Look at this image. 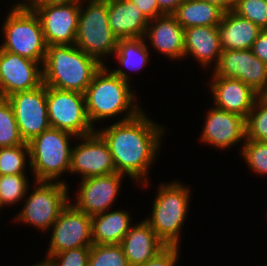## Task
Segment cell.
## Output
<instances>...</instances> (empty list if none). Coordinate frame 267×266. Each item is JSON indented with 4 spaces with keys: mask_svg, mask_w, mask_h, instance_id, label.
Wrapping results in <instances>:
<instances>
[{
    "mask_svg": "<svg viewBox=\"0 0 267 266\" xmlns=\"http://www.w3.org/2000/svg\"><path fill=\"white\" fill-rule=\"evenodd\" d=\"M125 177L127 176L115 172L81 179L75 196L76 200L72 201L70 198L69 202L89 216L104 213L112 209Z\"/></svg>",
    "mask_w": 267,
    "mask_h": 266,
    "instance_id": "cell-15",
    "label": "cell"
},
{
    "mask_svg": "<svg viewBox=\"0 0 267 266\" xmlns=\"http://www.w3.org/2000/svg\"><path fill=\"white\" fill-rule=\"evenodd\" d=\"M253 54L263 63L267 64V28L261 29L259 36L254 41L252 48Z\"/></svg>",
    "mask_w": 267,
    "mask_h": 266,
    "instance_id": "cell-36",
    "label": "cell"
},
{
    "mask_svg": "<svg viewBox=\"0 0 267 266\" xmlns=\"http://www.w3.org/2000/svg\"><path fill=\"white\" fill-rule=\"evenodd\" d=\"M120 245L130 266L143 265L167 246L144 219L131 226Z\"/></svg>",
    "mask_w": 267,
    "mask_h": 266,
    "instance_id": "cell-21",
    "label": "cell"
},
{
    "mask_svg": "<svg viewBox=\"0 0 267 266\" xmlns=\"http://www.w3.org/2000/svg\"><path fill=\"white\" fill-rule=\"evenodd\" d=\"M225 10L216 4L202 0H183L173 13L184 28L196 26H218Z\"/></svg>",
    "mask_w": 267,
    "mask_h": 266,
    "instance_id": "cell-26",
    "label": "cell"
},
{
    "mask_svg": "<svg viewBox=\"0 0 267 266\" xmlns=\"http://www.w3.org/2000/svg\"><path fill=\"white\" fill-rule=\"evenodd\" d=\"M183 0H157L159 4V16L173 14Z\"/></svg>",
    "mask_w": 267,
    "mask_h": 266,
    "instance_id": "cell-38",
    "label": "cell"
},
{
    "mask_svg": "<svg viewBox=\"0 0 267 266\" xmlns=\"http://www.w3.org/2000/svg\"><path fill=\"white\" fill-rule=\"evenodd\" d=\"M117 43L108 21V0H80L75 45L101 65H106L104 60L107 56L112 58Z\"/></svg>",
    "mask_w": 267,
    "mask_h": 266,
    "instance_id": "cell-7",
    "label": "cell"
},
{
    "mask_svg": "<svg viewBox=\"0 0 267 266\" xmlns=\"http://www.w3.org/2000/svg\"><path fill=\"white\" fill-rule=\"evenodd\" d=\"M212 77L208 83L214 107L238 114L245 119L250 113L258 94L244 82L235 78Z\"/></svg>",
    "mask_w": 267,
    "mask_h": 266,
    "instance_id": "cell-18",
    "label": "cell"
},
{
    "mask_svg": "<svg viewBox=\"0 0 267 266\" xmlns=\"http://www.w3.org/2000/svg\"><path fill=\"white\" fill-rule=\"evenodd\" d=\"M263 96L267 98V89L264 91Z\"/></svg>",
    "mask_w": 267,
    "mask_h": 266,
    "instance_id": "cell-43",
    "label": "cell"
},
{
    "mask_svg": "<svg viewBox=\"0 0 267 266\" xmlns=\"http://www.w3.org/2000/svg\"><path fill=\"white\" fill-rule=\"evenodd\" d=\"M77 136L64 130L50 127L35 136L29 144L30 170L34 181L63 182V174L70 172L71 152ZM62 175V176H61ZM58 179V180H57Z\"/></svg>",
    "mask_w": 267,
    "mask_h": 266,
    "instance_id": "cell-5",
    "label": "cell"
},
{
    "mask_svg": "<svg viewBox=\"0 0 267 266\" xmlns=\"http://www.w3.org/2000/svg\"><path fill=\"white\" fill-rule=\"evenodd\" d=\"M29 189L23 200L24 205L13 220L46 233L68 205L69 187L58 181H34L32 188Z\"/></svg>",
    "mask_w": 267,
    "mask_h": 266,
    "instance_id": "cell-8",
    "label": "cell"
},
{
    "mask_svg": "<svg viewBox=\"0 0 267 266\" xmlns=\"http://www.w3.org/2000/svg\"><path fill=\"white\" fill-rule=\"evenodd\" d=\"M217 28L222 50H249L261 31V28L253 22L236 15L231 10L225 11Z\"/></svg>",
    "mask_w": 267,
    "mask_h": 266,
    "instance_id": "cell-23",
    "label": "cell"
},
{
    "mask_svg": "<svg viewBox=\"0 0 267 266\" xmlns=\"http://www.w3.org/2000/svg\"><path fill=\"white\" fill-rule=\"evenodd\" d=\"M240 149V156L245 160L248 168L258 176L267 177V141L246 138Z\"/></svg>",
    "mask_w": 267,
    "mask_h": 266,
    "instance_id": "cell-31",
    "label": "cell"
},
{
    "mask_svg": "<svg viewBox=\"0 0 267 266\" xmlns=\"http://www.w3.org/2000/svg\"><path fill=\"white\" fill-rule=\"evenodd\" d=\"M108 21L117 39L142 38L149 20L129 0H108Z\"/></svg>",
    "mask_w": 267,
    "mask_h": 266,
    "instance_id": "cell-22",
    "label": "cell"
},
{
    "mask_svg": "<svg viewBox=\"0 0 267 266\" xmlns=\"http://www.w3.org/2000/svg\"><path fill=\"white\" fill-rule=\"evenodd\" d=\"M189 187L179 180L160 183L153 200L152 214L144 219L166 245L180 246L192 195Z\"/></svg>",
    "mask_w": 267,
    "mask_h": 266,
    "instance_id": "cell-4",
    "label": "cell"
},
{
    "mask_svg": "<svg viewBox=\"0 0 267 266\" xmlns=\"http://www.w3.org/2000/svg\"><path fill=\"white\" fill-rule=\"evenodd\" d=\"M80 0H31L25 7H40L50 4H66Z\"/></svg>",
    "mask_w": 267,
    "mask_h": 266,
    "instance_id": "cell-39",
    "label": "cell"
},
{
    "mask_svg": "<svg viewBox=\"0 0 267 266\" xmlns=\"http://www.w3.org/2000/svg\"><path fill=\"white\" fill-rule=\"evenodd\" d=\"M43 84L42 64L0 49V98Z\"/></svg>",
    "mask_w": 267,
    "mask_h": 266,
    "instance_id": "cell-16",
    "label": "cell"
},
{
    "mask_svg": "<svg viewBox=\"0 0 267 266\" xmlns=\"http://www.w3.org/2000/svg\"><path fill=\"white\" fill-rule=\"evenodd\" d=\"M145 41L164 57L174 60L184 58V28L173 14H163L149 21Z\"/></svg>",
    "mask_w": 267,
    "mask_h": 266,
    "instance_id": "cell-19",
    "label": "cell"
},
{
    "mask_svg": "<svg viewBox=\"0 0 267 266\" xmlns=\"http://www.w3.org/2000/svg\"><path fill=\"white\" fill-rule=\"evenodd\" d=\"M129 1L136 4L149 21L159 16V4L157 0H129Z\"/></svg>",
    "mask_w": 267,
    "mask_h": 266,
    "instance_id": "cell-37",
    "label": "cell"
},
{
    "mask_svg": "<svg viewBox=\"0 0 267 266\" xmlns=\"http://www.w3.org/2000/svg\"><path fill=\"white\" fill-rule=\"evenodd\" d=\"M231 11L261 29L267 28V0H235Z\"/></svg>",
    "mask_w": 267,
    "mask_h": 266,
    "instance_id": "cell-33",
    "label": "cell"
},
{
    "mask_svg": "<svg viewBox=\"0 0 267 266\" xmlns=\"http://www.w3.org/2000/svg\"><path fill=\"white\" fill-rule=\"evenodd\" d=\"M6 99L11 104L24 142H30L51 127L47 111V86L44 83L29 91L13 93Z\"/></svg>",
    "mask_w": 267,
    "mask_h": 266,
    "instance_id": "cell-11",
    "label": "cell"
},
{
    "mask_svg": "<svg viewBox=\"0 0 267 266\" xmlns=\"http://www.w3.org/2000/svg\"><path fill=\"white\" fill-rule=\"evenodd\" d=\"M134 91L132 83L122 80L107 65H102L84 93L87 116L93 127L97 128L94 123L101 120L124 114L119 121H125L143 111Z\"/></svg>",
    "mask_w": 267,
    "mask_h": 266,
    "instance_id": "cell-2",
    "label": "cell"
},
{
    "mask_svg": "<svg viewBox=\"0 0 267 266\" xmlns=\"http://www.w3.org/2000/svg\"><path fill=\"white\" fill-rule=\"evenodd\" d=\"M200 141L218 150H228L234 145L244 144L246 139L245 118L214 106L205 115Z\"/></svg>",
    "mask_w": 267,
    "mask_h": 266,
    "instance_id": "cell-17",
    "label": "cell"
},
{
    "mask_svg": "<svg viewBox=\"0 0 267 266\" xmlns=\"http://www.w3.org/2000/svg\"><path fill=\"white\" fill-rule=\"evenodd\" d=\"M246 138L254 141H267V98L258 95L245 119Z\"/></svg>",
    "mask_w": 267,
    "mask_h": 266,
    "instance_id": "cell-29",
    "label": "cell"
},
{
    "mask_svg": "<svg viewBox=\"0 0 267 266\" xmlns=\"http://www.w3.org/2000/svg\"><path fill=\"white\" fill-rule=\"evenodd\" d=\"M179 247L178 245H167L158 254L140 266H176L178 258H180Z\"/></svg>",
    "mask_w": 267,
    "mask_h": 266,
    "instance_id": "cell-35",
    "label": "cell"
},
{
    "mask_svg": "<svg viewBox=\"0 0 267 266\" xmlns=\"http://www.w3.org/2000/svg\"><path fill=\"white\" fill-rule=\"evenodd\" d=\"M102 65L76 45H47L43 83L60 90L85 93Z\"/></svg>",
    "mask_w": 267,
    "mask_h": 266,
    "instance_id": "cell-3",
    "label": "cell"
},
{
    "mask_svg": "<svg viewBox=\"0 0 267 266\" xmlns=\"http://www.w3.org/2000/svg\"><path fill=\"white\" fill-rule=\"evenodd\" d=\"M131 213L124 210L106 211L92 216L93 244H120L133 225Z\"/></svg>",
    "mask_w": 267,
    "mask_h": 266,
    "instance_id": "cell-24",
    "label": "cell"
},
{
    "mask_svg": "<svg viewBox=\"0 0 267 266\" xmlns=\"http://www.w3.org/2000/svg\"><path fill=\"white\" fill-rule=\"evenodd\" d=\"M88 266H130L120 244L91 246Z\"/></svg>",
    "mask_w": 267,
    "mask_h": 266,
    "instance_id": "cell-32",
    "label": "cell"
},
{
    "mask_svg": "<svg viewBox=\"0 0 267 266\" xmlns=\"http://www.w3.org/2000/svg\"><path fill=\"white\" fill-rule=\"evenodd\" d=\"M30 266H43V264L40 262H37L36 264L30 265Z\"/></svg>",
    "mask_w": 267,
    "mask_h": 266,
    "instance_id": "cell-42",
    "label": "cell"
},
{
    "mask_svg": "<svg viewBox=\"0 0 267 266\" xmlns=\"http://www.w3.org/2000/svg\"><path fill=\"white\" fill-rule=\"evenodd\" d=\"M212 76L235 78L244 82L258 95L267 89V64L256 57L252 50H223Z\"/></svg>",
    "mask_w": 267,
    "mask_h": 266,
    "instance_id": "cell-13",
    "label": "cell"
},
{
    "mask_svg": "<svg viewBox=\"0 0 267 266\" xmlns=\"http://www.w3.org/2000/svg\"><path fill=\"white\" fill-rule=\"evenodd\" d=\"M47 111L52 128L67 131L77 137L96 131L88 119L83 93L47 86Z\"/></svg>",
    "mask_w": 267,
    "mask_h": 266,
    "instance_id": "cell-9",
    "label": "cell"
},
{
    "mask_svg": "<svg viewBox=\"0 0 267 266\" xmlns=\"http://www.w3.org/2000/svg\"><path fill=\"white\" fill-rule=\"evenodd\" d=\"M221 6L225 11L231 10L235 0H202Z\"/></svg>",
    "mask_w": 267,
    "mask_h": 266,
    "instance_id": "cell-40",
    "label": "cell"
},
{
    "mask_svg": "<svg viewBox=\"0 0 267 266\" xmlns=\"http://www.w3.org/2000/svg\"><path fill=\"white\" fill-rule=\"evenodd\" d=\"M26 8L39 17L47 45H75L80 1Z\"/></svg>",
    "mask_w": 267,
    "mask_h": 266,
    "instance_id": "cell-14",
    "label": "cell"
},
{
    "mask_svg": "<svg viewBox=\"0 0 267 266\" xmlns=\"http://www.w3.org/2000/svg\"><path fill=\"white\" fill-rule=\"evenodd\" d=\"M25 143L20 136L10 102L6 98H0V148Z\"/></svg>",
    "mask_w": 267,
    "mask_h": 266,
    "instance_id": "cell-30",
    "label": "cell"
},
{
    "mask_svg": "<svg viewBox=\"0 0 267 266\" xmlns=\"http://www.w3.org/2000/svg\"><path fill=\"white\" fill-rule=\"evenodd\" d=\"M31 0H18L17 2H14V5L12 6H18V7H22V6H26Z\"/></svg>",
    "mask_w": 267,
    "mask_h": 266,
    "instance_id": "cell-41",
    "label": "cell"
},
{
    "mask_svg": "<svg viewBox=\"0 0 267 266\" xmlns=\"http://www.w3.org/2000/svg\"><path fill=\"white\" fill-rule=\"evenodd\" d=\"M149 55V45H147L144 37L119 39L113 57L115 60H118L120 66H118L119 68L110 70L122 80L131 83L133 81H130L131 76L126 70L130 72L141 71V69L149 64Z\"/></svg>",
    "mask_w": 267,
    "mask_h": 266,
    "instance_id": "cell-25",
    "label": "cell"
},
{
    "mask_svg": "<svg viewBox=\"0 0 267 266\" xmlns=\"http://www.w3.org/2000/svg\"><path fill=\"white\" fill-rule=\"evenodd\" d=\"M49 230L51 235L45 257H51L65 250L93 245L92 216L79 211L70 202Z\"/></svg>",
    "mask_w": 267,
    "mask_h": 266,
    "instance_id": "cell-10",
    "label": "cell"
},
{
    "mask_svg": "<svg viewBox=\"0 0 267 266\" xmlns=\"http://www.w3.org/2000/svg\"><path fill=\"white\" fill-rule=\"evenodd\" d=\"M91 247H79L65 250L51 257H45L43 266H88Z\"/></svg>",
    "mask_w": 267,
    "mask_h": 266,
    "instance_id": "cell-34",
    "label": "cell"
},
{
    "mask_svg": "<svg viewBox=\"0 0 267 266\" xmlns=\"http://www.w3.org/2000/svg\"><path fill=\"white\" fill-rule=\"evenodd\" d=\"M30 166L28 143L0 148V175L26 174Z\"/></svg>",
    "mask_w": 267,
    "mask_h": 266,
    "instance_id": "cell-27",
    "label": "cell"
},
{
    "mask_svg": "<svg viewBox=\"0 0 267 266\" xmlns=\"http://www.w3.org/2000/svg\"><path fill=\"white\" fill-rule=\"evenodd\" d=\"M26 174L0 175V207L17 205L23 201L30 185ZM28 180V181H27Z\"/></svg>",
    "mask_w": 267,
    "mask_h": 266,
    "instance_id": "cell-28",
    "label": "cell"
},
{
    "mask_svg": "<svg viewBox=\"0 0 267 266\" xmlns=\"http://www.w3.org/2000/svg\"><path fill=\"white\" fill-rule=\"evenodd\" d=\"M11 7L0 29L4 37L0 49L43 65L47 43L39 17L34 10L25 6Z\"/></svg>",
    "mask_w": 267,
    "mask_h": 266,
    "instance_id": "cell-6",
    "label": "cell"
},
{
    "mask_svg": "<svg viewBox=\"0 0 267 266\" xmlns=\"http://www.w3.org/2000/svg\"><path fill=\"white\" fill-rule=\"evenodd\" d=\"M72 147L70 172L80 175V179L104 176L116 172V167L108 143L95 131L77 137Z\"/></svg>",
    "mask_w": 267,
    "mask_h": 266,
    "instance_id": "cell-12",
    "label": "cell"
},
{
    "mask_svg": "<svg viewBox=\"0 0 267 266\" xmlns=\"http://www.w3.org/2000/svg\"><path fill=\"white\" fill-rule=\"evenodd\" d=\"M96 131L108 143L116 172L140 187L149 186L150 168L159 158L162 136L167 131L165 125L150 119L143 110L131 119L116 120L107 127H97Z\"/></svg>",
    "mask_w": 267,
    "mask_h": 266,
    "instance_id": "cell-1",
    "label": "cell"
},
{
    "mask_svg": "<svg viewBox=\"0 0 267 266\" xmlns=\"http://www.w3.org/2000/svg\"><path fill=\"white\" fill-rule=\"evenodd\" d=\"M184 38V59L193 57L202 68L213 70L223 51L217 26L188 27Z\"/></svg>",
    "mask_w": 267,
    "mask_h": 266,
    "instance_id": "cell-20",
    "label": "cell"
}]
</instances>
